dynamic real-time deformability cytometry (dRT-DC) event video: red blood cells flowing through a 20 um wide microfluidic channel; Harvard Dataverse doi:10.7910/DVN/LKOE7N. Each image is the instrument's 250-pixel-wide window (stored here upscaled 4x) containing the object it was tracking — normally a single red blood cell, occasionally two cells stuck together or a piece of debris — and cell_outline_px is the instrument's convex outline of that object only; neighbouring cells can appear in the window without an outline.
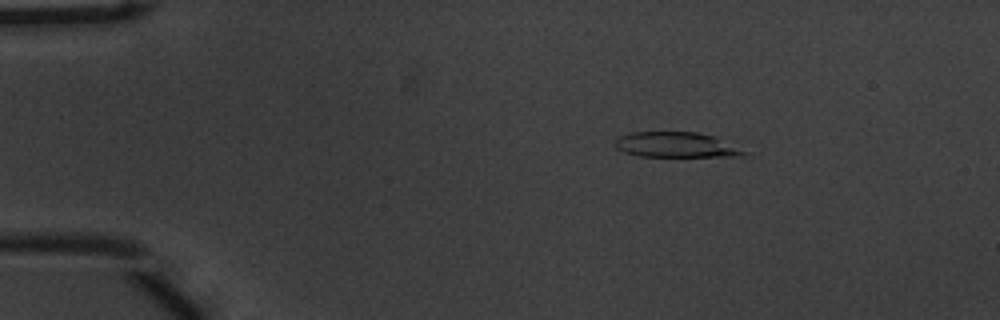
{"species": "common noctule bat (a hibernating species)", "species_latin": "Nyctalus noctula", "temperature_condition": "warm", "stored_images_in_passage": 49, "camera_frame_rate_fps": 3000, "um_per_image_px": 0.085, "animal": {"sex": "male", "body_mass_g": 20.1, "forearm_length_mm": 53.5}, "frame": {"image": 1, "passage_image": 4, "time_ms": 1.0, "image_size_px": [1000, 320], "cell_outline_px": [[748, 152], [740, 156], [640, 156], [624, 152], [616, 148], [616, 136], [632, 132], [696, 132], [712, 136]], "centroid_in_image_um": [57.39, 12.3], "position_along_channel_um": 27.6, "area_um2": 18.61}}
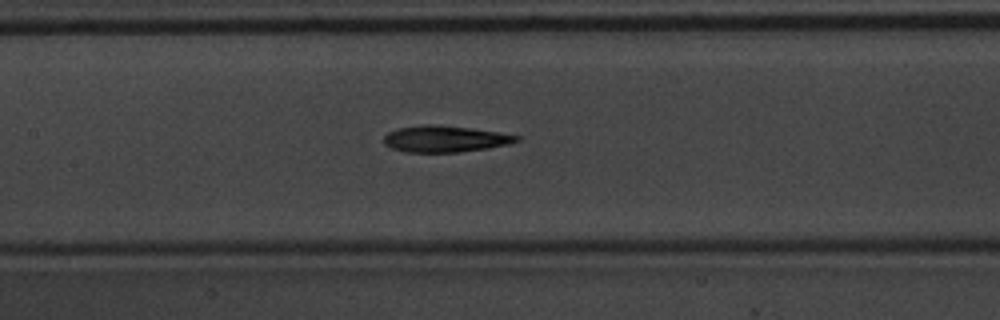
{"frame": {"image": 2, "passage_image": 21, "time_ms": 6.667, "image_size_px": [1000, 320], "cell_outline_px": [[520, 140], [508, 144], [488, 148], [460, 152], [404, 152], [392, 148], [384, 144], [384, 136], [388, 132], [400, 128], [424, 124], [432, 124], [468, 128], [496, 132], [520, 136]], "centroid_in_image_um": [37.8, 11.81], "position_along_channel_um": 169.6, "area_um2": 20.23}}
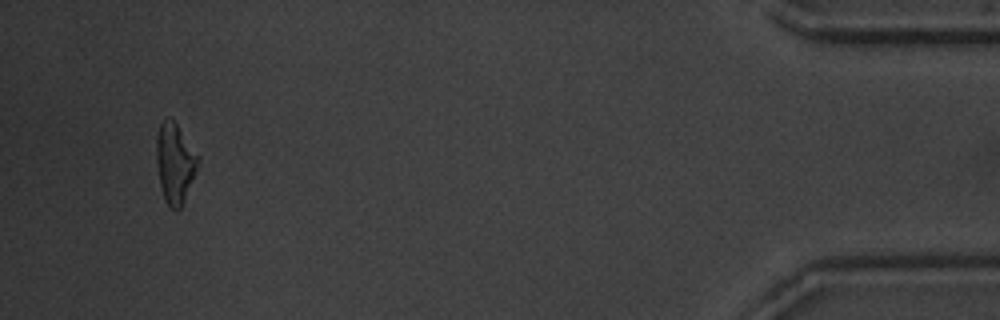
{"frame": {"image": 3, "passage_image": 47, "time_ms": 15.333, "image_size_px": [1000, 320], "cell_outline_px": [[200, 164], [184, 200], [180, 208], [172, 208], [164, 200], [160, 184], [156, 160], [156, 140], [160, 124], [168, 116], [176, 124], [200, 156]], "centroid_in_image_um": [14.89, 13.85], "position_along_channel_um": 420.3, "area_um2": 19.31}, "authors_computed_cell_mechanics": {"area_um2": 20.23, "velocity_mm_per_s": 3.7152, "shape_relaxation_time_tau1_ms": 4.2355, "shape_relaxation_time_tau2_ms": 5.4327, "deformation_change_tau1": 0.1618, "deformation_change_tau2": 0.1678}}